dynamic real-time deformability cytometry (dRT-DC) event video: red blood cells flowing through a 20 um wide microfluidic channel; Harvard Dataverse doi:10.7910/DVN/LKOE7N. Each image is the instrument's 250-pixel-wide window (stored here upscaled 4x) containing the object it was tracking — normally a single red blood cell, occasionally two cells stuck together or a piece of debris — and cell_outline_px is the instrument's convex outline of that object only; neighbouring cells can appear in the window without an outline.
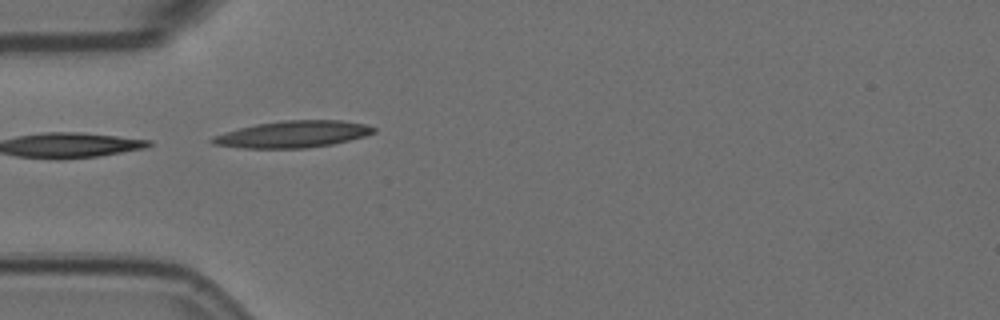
{"species": "Egyptian fruit bat (a non-hibernating species)", "species_latin": "Rousettus aegyptiacus", "temperature_condition": "room temperature", "stored_images_in_passage": 4, "camera_frame_rate_fps": 3000, "um_per_image_px": 0.085, "animal": {"sex": "female"}, "frame": {"image": 1, "passage_image": 3, "time_ms": 0.667, "image_size_px": [1000, 320], "cell_outline_px": [[376, 132], [364, 136], [332, 144], [304, 148], [244, 148], [212, 144], [208, 140], [212, 136], [240, 128], [256, 124], [284, 120], [340, 120], [364, 124], [376, 128]], "centroid_in_image_um": [24.87, 11.41], "position_along_channel_um": 60.1, "area_um2": 24.97}}
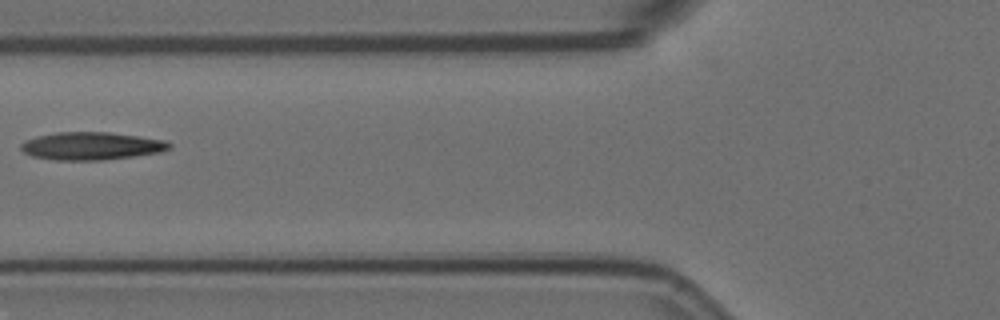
{"frame": {"image": 2, "passage_image": 4, "time_ms": 1.0, "image_size_px": [1000, 320], "cell_outline_px": [[172, 148], [160, 152], [104, 160], [56, 160], [32, 156], [24, 152], [20, 148], [20, 144], [24, 140], [36, 136], [56, 132], [108, 132], [164, 140], [172, 144]], "centroid_in_image_um": [7.74, 12.4], "position_along_channel_um": 118.1, "area_um2": 23.99}}